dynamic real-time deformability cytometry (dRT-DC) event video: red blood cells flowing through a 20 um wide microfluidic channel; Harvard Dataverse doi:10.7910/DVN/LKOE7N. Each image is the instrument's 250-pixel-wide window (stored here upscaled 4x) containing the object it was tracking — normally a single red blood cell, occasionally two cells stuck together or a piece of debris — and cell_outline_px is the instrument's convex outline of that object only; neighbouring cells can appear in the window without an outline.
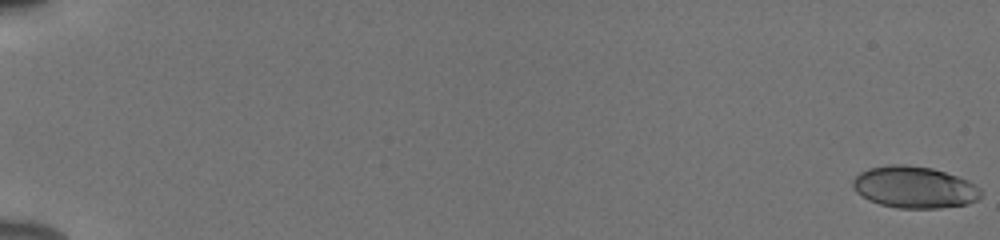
{"species": "human", "species_latin": "Homo sapiens", "temperature_condition": "cold", "stored_images_in_passage": 56, "camera_frame_rate_fps": 3000, "um_per_image_px": 0.085, "donor": {"sex": "male"}, "frame": {"image": 1, "passage_image": 1, "time_ms": 0.0, "image_size_px": [1000, 240], "cell_outline_px": [[980, 196], [976, 200], [968, 204], [940, 208], [896, 208], [880, 204], [868, 200], [856, 192], [852, 188], [852, 180], [860, 172], [868, 168], [888, 164], [904, 164], [932, 168], [968, 180], [980, 188]], "centroid_in_image_um": [77.68, 15.91], "position_along_channel_um": 7.3, "area_um2": 31.27}}
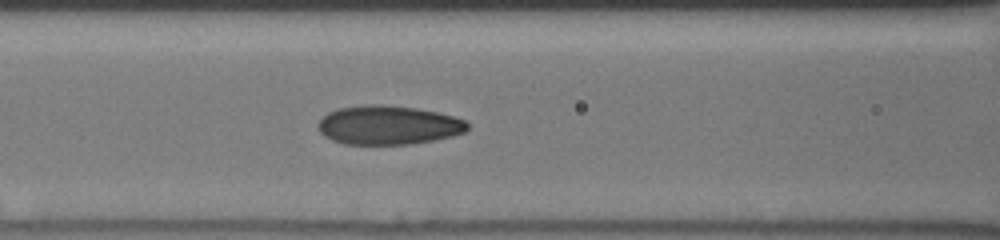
{"frame": {"image": 2, "passage_image": 27, "time_ms": 8.667, "image_size_px": [1000, 240], "cell_outline_px": [[468, 128], [464, 132], [452, 136], [436, 140], [408, 144], [344, 144], [332, 140], [324, 136], [320, 132], [316, 124], [328, 112], [340, 108], [368, 104], [380, 104], [416, 108], [436, 112], [452, 116], [464, 120], [468, 124]], "centroid_in_image_um": [32.98, 10.64], "position_along_channel_um": 133.6, "area_um2": 33.87}}
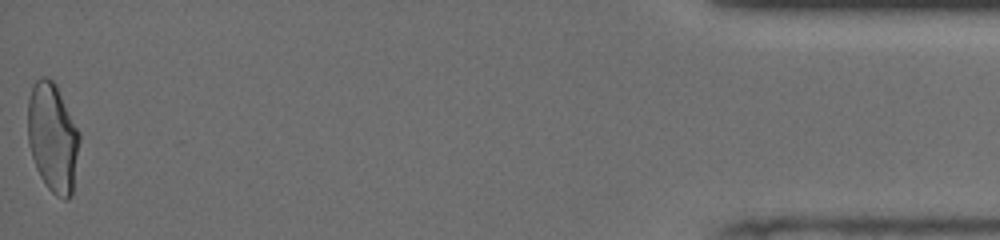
{"frame": {"image": 3, "passage_image": 56, "time_ms": 18.333, "image_size_px": [1000, 240], "cell_outline_px": [[80, 140], [72, 196], [68, 200], [64, 200], [56, 196], [48, 188], [40, 176], [36, 168], [28, 144], [28, 100], [32, 84], [40, 76], [44, 76], [52, 80], [56, 84], [80, 132]], "centroid_in_image_um": [4.49, 11.69], "position_along_channel_um": 430.7, "area_um2": 33.18}, "authors_computed_cell_mechanics": {"area_um2": 32.1368, "velocity_mm_per_s": 3.8806, "shape_relaxation_time_tau1_ms": 5.5703, "shape_relaxation_time_tau2_ms": 0.9021, "deformation_change_tau1": 0.1742, "deformation_change_tau2": 0.0592}}